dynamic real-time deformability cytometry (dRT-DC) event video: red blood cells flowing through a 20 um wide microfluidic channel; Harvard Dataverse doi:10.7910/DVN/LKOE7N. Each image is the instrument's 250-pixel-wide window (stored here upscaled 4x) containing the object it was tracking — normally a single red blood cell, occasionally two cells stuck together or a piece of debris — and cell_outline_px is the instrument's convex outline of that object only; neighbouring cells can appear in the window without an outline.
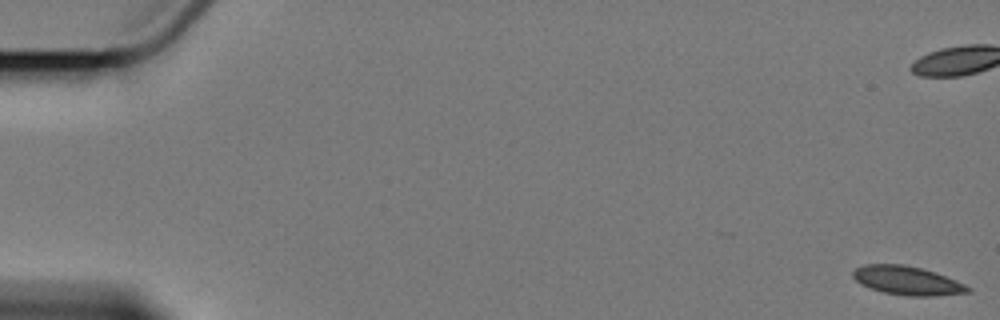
{"species": "Egyptian fruit bat (a non-hibernating species)", "species_latin": "Rousettus aegyptiacus", "temperature_condition": "cold", "stored_images_in_passage": 3, "segment_of_instrument_passage": [2, 2], "camera_frame_rate_fps": 3000, "um_per_image_px": 0.085, "animal": {"sex": "female"}, "frame": {"image": 1, "passage_image": 3, "time_ms": 2.667, "image_size_px": [1000, 320], "cell_outline_px": [[972, 292], [936, 296], [908, 296], [884, 292], [860, 284], [852, 276], [852, 272], [856, 268], [864, 264], [904, 264], [936, 272], [956, 280], [972, 288]], "centroid_in_image_um": [77.14, 23.85], "position_along_channel_um": 7.9, "area_um2": 19.31}}